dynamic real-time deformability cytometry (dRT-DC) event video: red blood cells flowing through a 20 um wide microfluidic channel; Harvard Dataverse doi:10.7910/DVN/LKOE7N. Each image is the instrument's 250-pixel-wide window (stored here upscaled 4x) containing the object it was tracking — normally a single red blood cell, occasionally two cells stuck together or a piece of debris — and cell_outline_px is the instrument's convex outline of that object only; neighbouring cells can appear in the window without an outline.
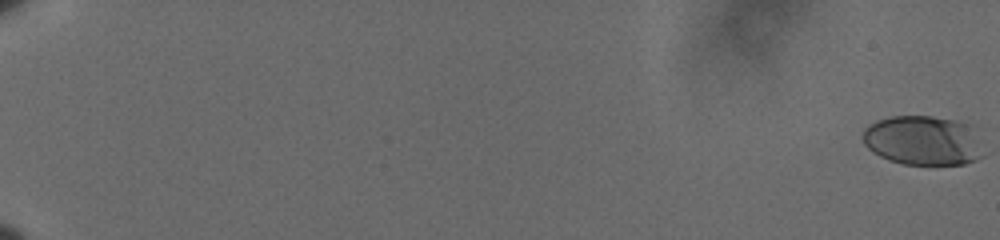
{"species": "human", "species_latin": "Homo sapiens", "temperature_condition": "cold", "stored_images_in_passage": 63, "camera_frame_rate_fps": 3000, "um_per_image_px": 0.085, "donor": {"sex": "male"}, "frame": {"image": 1, "passage_image": 1, "time_ms": 0.0, "image_size_px": [1000, 240], "cell_outline_px": [[984, 156], [976, 160], [964, 164], [904, 164], [888, 160], [872, 152], [864, 144], [864, 128], [868, 124], [876, 120], [892, 116], [932, 116], [976, 120]], "centroid_in_image_um": [78.59, 11.89], "position_along_channel_um": 6.4, "area_um2": 36.24}}
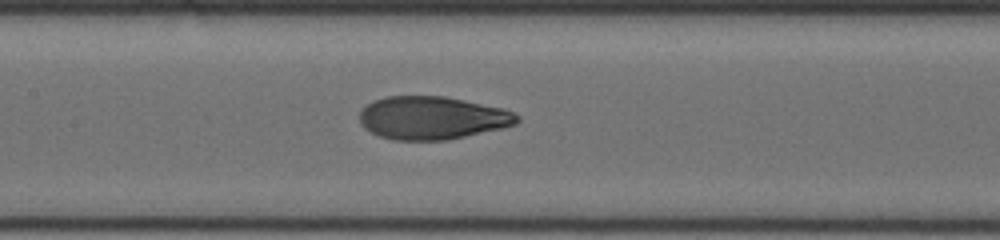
{"frame": {"image": 2, "passage_image": 35, "time_ms": 11.333, "image_size_px": [1000, 240], "cell_outline_px": [[520, 120], [516, 124], [500, 128], [448, 140], [392, 140], [380, 136], [364, 128], [360, 124], [360, 112], [372, 100], [388, 96], [444, 96], [504, 108], [520, 116]], "centroid_in_image_um": [36.73, 10.02], "position_along_channel_um": 170.7, "area_um2": 39.42}}
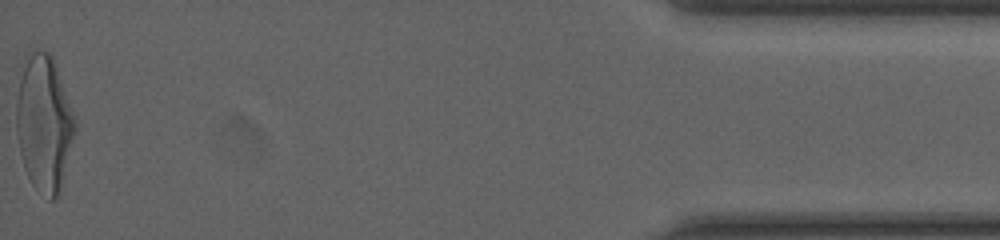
{"frame": {"image": 3, "passage_image": 63, "time_ms": 20.667, "image_size_px": [1000, 240], "cell_outline_px": [[76, 128], [60, 192], [52, 200], [48, 200], [32, 184], [24, 168], [20, 152], [16, 132], [16, 100], [24, 56], [28, 52], [48, 52], [52, 56], [76, 120]], "centroid_in_image_um": [3.73, 10.5], "position_along_channel_um": 431.5, "area_um2": 46.3}, "authors_computed_cell_mechanics": {"area_um2": 39.1306, "velocity_mm_per_s": 3.6098, "shape_relaxation_time_tau1_ms": 3.9473, "shape_relaxation_time_tau2_ms": 0.9114, "deformation_change_tau1": 0.2064, "deformation_change_tau2": 0.0611}}